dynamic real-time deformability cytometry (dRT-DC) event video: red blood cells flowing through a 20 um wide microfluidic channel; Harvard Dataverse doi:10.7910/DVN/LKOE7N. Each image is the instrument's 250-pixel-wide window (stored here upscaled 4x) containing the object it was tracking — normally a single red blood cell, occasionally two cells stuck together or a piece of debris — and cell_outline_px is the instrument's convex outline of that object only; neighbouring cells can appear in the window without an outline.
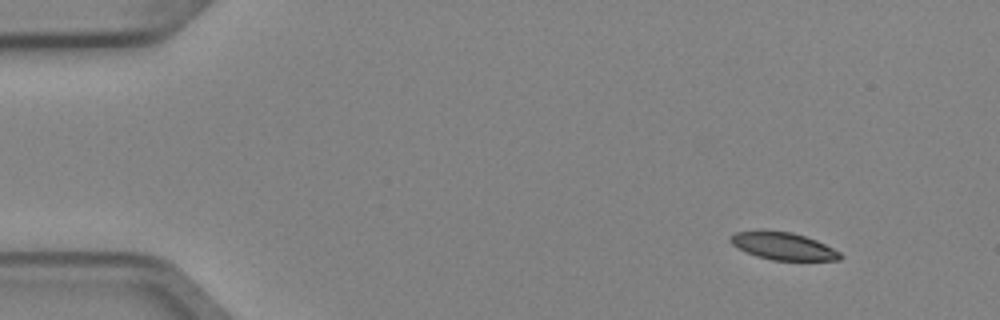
{"species": "Egyptian fruit bat (a non-hibernating species)", "species_latin": "Rousettus aegyptiacus", "temperature_condition": "cold", "stored_images_in_passage": 4, "camera_frame_rate_fps": 3000, "um_per_image_px": 0.085, "animal": {"sex": "female"}, "frame": {"image": 1, "passage_image": 1, "time_ms": 0.0, "image_size_px": [1000, 320], "cell_outline_px": [[844, 256], [840, 260], [772, 260], [756, 256], [732, 244], [728, 240], [736, 232], [792, 232], [816, 240], [840, 252]], "centroid_in_image_um": [66.63, 20.95], "position_along_channel_um": 18.4, "area_um2": 16.94}}
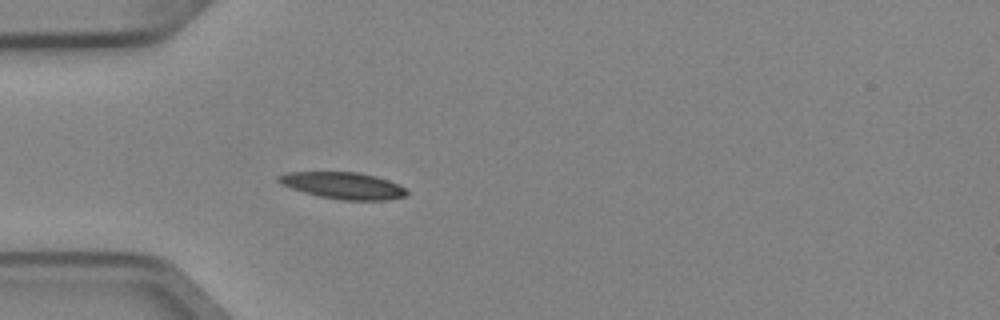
{"frame": {"image": 2, "passage_image": 4, "time_ms": 1.0, "image_size_px": [1000, 320], "cell_outline_px": [[408, 192], [404, 196], [384, 200], [344, 200], [320, 196], [304, 192], [292, 188], [276, 180], [276, 176], [288, 172], [360, 172], [376, 176], [388, 180], [404, 188]], "centroid_in_image_um": [29.16, 15.76], "position_along_channel_um": 55.8, "area_um2": 19.65}}